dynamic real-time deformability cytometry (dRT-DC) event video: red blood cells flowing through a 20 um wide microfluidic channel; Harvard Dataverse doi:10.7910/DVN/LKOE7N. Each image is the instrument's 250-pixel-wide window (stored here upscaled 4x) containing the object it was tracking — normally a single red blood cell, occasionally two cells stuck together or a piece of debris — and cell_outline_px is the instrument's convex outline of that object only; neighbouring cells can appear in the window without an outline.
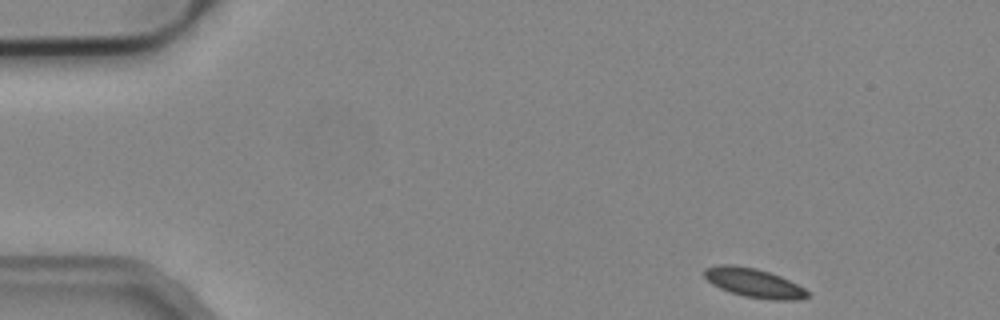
{"species": "common noctule bat (a hibernating species)", "species_latin": "Nyctalus noctula", "temperature_condition": "cold", "stored_images_in_passage": 49, "camera_frame_rate_fps": 3000, "um_per_image_px": 0.085, "animal": {"sex": "male", "body_mass_g": 19.2, "forearm_length_mm": 51.8}, "frame": {"image": 1, "passage_image": 1, "time_ms": 0.0, "image_size_px": [1000, 320], "cell_outline_px": [[808, 296], [796, 300], [772, 300], [744, 296], [720, 288], [712, 284], [704, 276], [704, 268], [716, 264], [732, 264], [756, 268], [780, 276], [804, 288], [808, 292]], "centroid_in_image_um": [64.04, 24.03], "position_along_channel_um": 21.0, "area_um2": 17.34}}
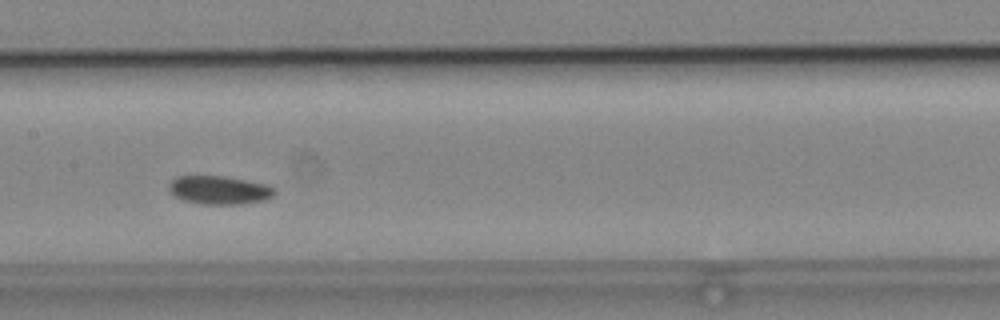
{"frame": {"image": 2, "passage_image": 22, "time_ms": 7.0, "image_size_px": [1000, 320], "cell_outline_px": [[276, 192], [272, 196], [264, 200], [236, 204], [200, 204], [184, 200], [176, 196], [168, 188], [168, 184], [176, 176], [224, 176], [264, 184], [276, 188]], "centroid_in_image_um": [18.62, 16.15], "position_along_channel_um": 188.8, "area_um2": 17.28}}
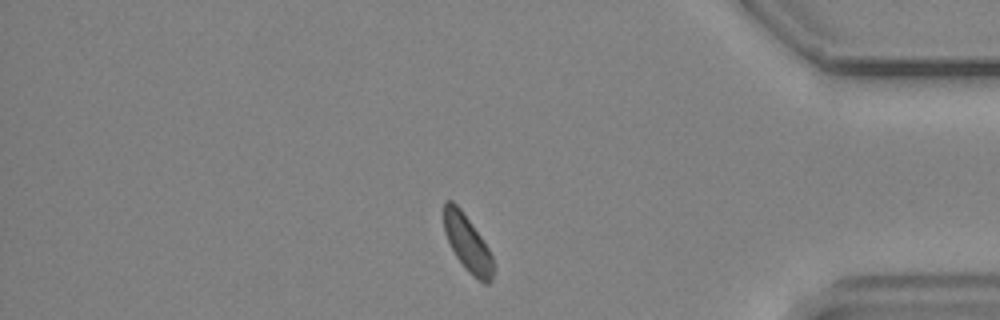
{"frame": {"image": 3, "passage_image": 41, "time_ms": 13.333, "image_size_px": [1000, 320], "cell_outline_px": [[492, 280], [488, 284], [484, 284], [456, 256], [444, 232], [444, 200], [452, 200], [460, 208], [480, 236], [488, 248], [492, 256]], "centroid_in_image_um": [39.71, 20.62], "position_along_channel_um": 395.5, "area_um2": 15.43}}